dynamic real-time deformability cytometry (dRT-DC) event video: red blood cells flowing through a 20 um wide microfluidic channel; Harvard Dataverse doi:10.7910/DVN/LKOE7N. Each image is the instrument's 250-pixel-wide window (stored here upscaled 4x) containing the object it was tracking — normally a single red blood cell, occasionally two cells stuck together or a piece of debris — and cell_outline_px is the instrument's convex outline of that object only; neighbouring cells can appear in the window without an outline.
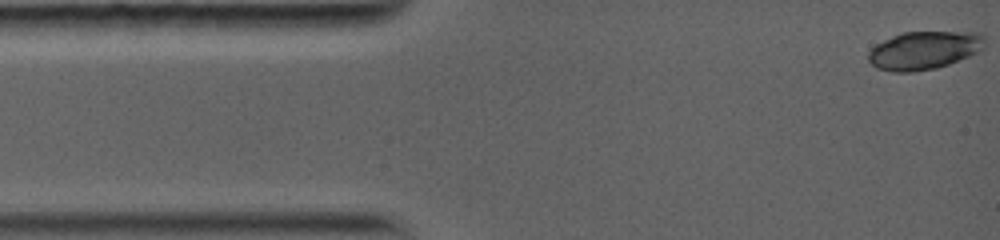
{"species": "common noctule bat (a hibernating species)", "species_latin": "Nyctalus noctula", "temperature_condition": "warm", "stored_images_in_passage": 12, "camera_frame_rate_fps": 5000, "um_per_image_px": 0.085, "animal": {"sex": "female", "body_mass_g": 19.0, "forearm_length_mm": 56.7}, "frame": {"image": 1, "passage_image": 1, "time_ms": 0.0, "image_size_px": [1000, 240], "cell_outline_px": [[984, 48], [968, 56], [948, 64], [936, 68], [912, 72], [892, 72], [876, 68], [868, 60], [868, 52], [876, 44], [892, 36], [904, 32], [980, 32], [984, 36]], "centroid_in_image_um": [78.53, 4.28], "position_along_channel_um": 6.5, "area_um2": 25.84}}
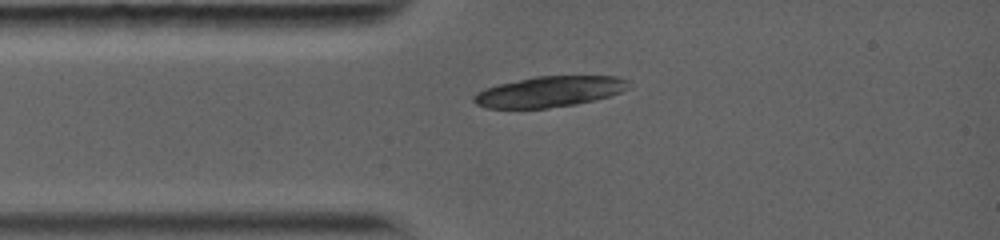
{"frame": {"image": 2, "passage_image": 12, "time_ms": 2.6, "image_size_px": [1000, 240], "cell_outline_px": [[628, 88], [620, 92], [608, 96], [576, 104], [548, 108], [488, 108], [476, 104], [472, 100], [472, 96], [476, 92], [484, 88], [500, 84], [536, 76], [616, 76], [628, 80]], "centroid_in_image_um": [46.66, 7.79], "position_along_channel_um": 38.3, "area_um2": 27.51}}